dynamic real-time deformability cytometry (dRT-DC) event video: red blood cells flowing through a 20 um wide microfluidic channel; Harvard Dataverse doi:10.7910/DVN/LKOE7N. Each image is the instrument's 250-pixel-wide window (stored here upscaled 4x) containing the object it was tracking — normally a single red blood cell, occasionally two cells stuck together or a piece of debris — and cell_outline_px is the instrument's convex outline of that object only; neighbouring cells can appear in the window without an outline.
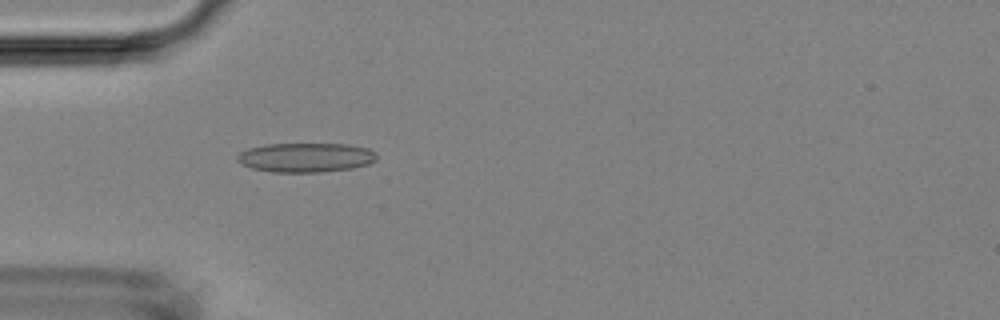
{"species": "Egyptian fruit bat (a non-hibernating species)", "species_latin": "Rousettus aegyptiacus", "temperature_condition": "room temperature", "stored_images_in_passage": 4, "camera_frame_rate_fps": 3000, "um_per_image_px": 0.085, "animal": {"sex": "female"}, "frame": {"image": 1, "passage_image": 4, "time_ms": 3.333, "image_size_px": [1000, 320], "cell_outline_px": [[376, 160], [368, 164], [352, 168], [320, 172], [272, 172], [252, 168], [240, 164], [236, 160], [236, 156], [240, 152], [248, 148], [264, 144], [348, 144], [368, 148], [376, 152]], "centroid_in_image_um": [25.96, 13.38], "position_along_channel_um": 59.0, "area_um2": 23.99}}